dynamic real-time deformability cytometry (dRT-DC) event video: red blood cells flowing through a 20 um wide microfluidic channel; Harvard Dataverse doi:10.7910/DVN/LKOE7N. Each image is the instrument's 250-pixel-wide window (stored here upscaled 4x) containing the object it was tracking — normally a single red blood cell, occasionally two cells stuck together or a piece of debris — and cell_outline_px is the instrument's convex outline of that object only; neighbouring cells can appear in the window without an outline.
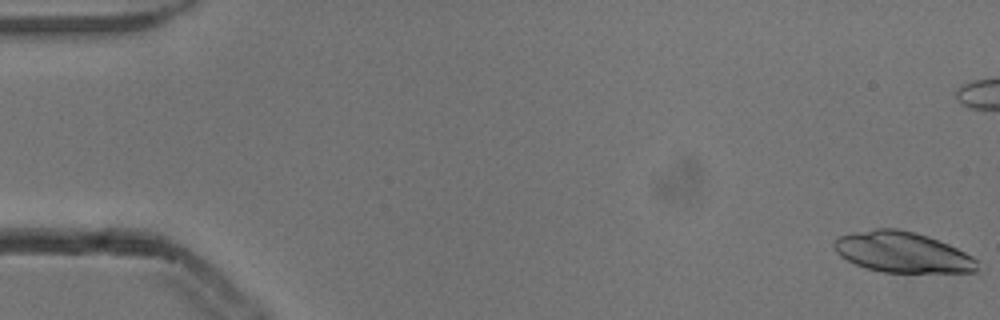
{"species": "common noctule bat (a hibernating species)", "species_latin": "Nyctalus noctula", "temperature_condition": "cold", "stored_images_in_passage": 9, "camera_frame_rate_fps": 3000, "um_per_image_px": 0.085, "animal": {"sex": "male", "body_mass_g": 13.3}, "frame": {"image": 1, "passage_image": 1, "time_ms": 0.0, "image_size_px": [1000, 320], "cell_outline_px": [[980, 272], [880, 272], [864, 268], [840, 256], [836, 252], [832, 244], [832, 240], [836, 236], [852, 232], [876, 228], [896, 228], [928, 236], [948, 244], [972, 256], [976, 260]], "centroid_in_image_um": [76.65, 21.43], "position_along_channel_um": 8.3, "area_um2": 34.1}}